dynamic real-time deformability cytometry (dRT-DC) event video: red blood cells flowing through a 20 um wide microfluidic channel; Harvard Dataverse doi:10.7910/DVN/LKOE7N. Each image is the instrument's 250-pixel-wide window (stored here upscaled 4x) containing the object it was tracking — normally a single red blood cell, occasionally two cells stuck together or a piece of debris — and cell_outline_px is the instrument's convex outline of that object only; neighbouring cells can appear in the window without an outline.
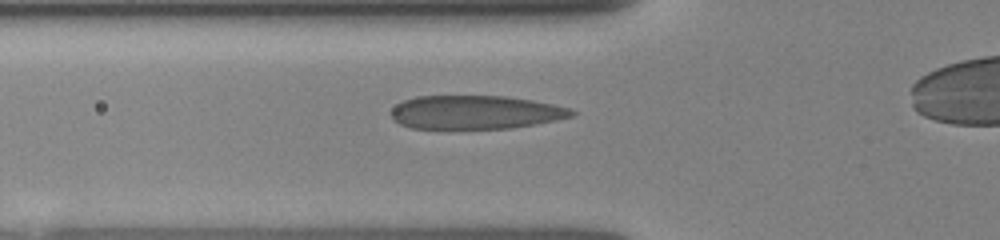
{"species": "human", "species_latin": "Homo sapiens", "temperature_condition": "room temperature", "stored_images_in_passage": 37, "camera_frame_rate_fps": 3000, "um_per_image_px": 0.085, "donor": {"sex": "female"}, "frame": {"image": 1, "passage_image": 11, "time_ms": 2.667, "image_size_px": [1000, 240], "cell_outline_px": [[576, 112], [572, 116], [556, 120], [536, 124], [512, 128], [412, 128], [400, 124], [392, 116], [392, 108], [396, 104], [404, 100], [416, 96], [504, 96], [532, 100], [572, 108]], "centroid_in_image_um": [40.43, 9.54], "position_along_channel_um": 85.4, "area_um2": 35.2}}
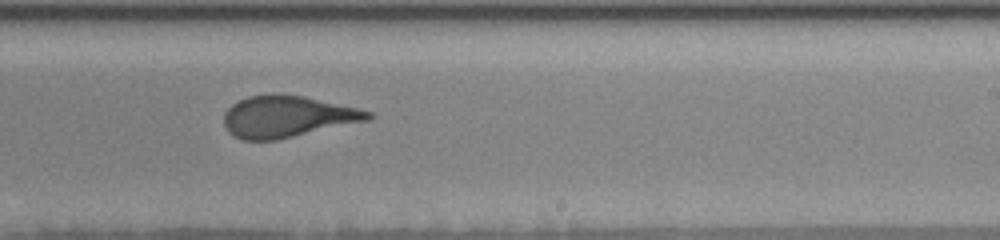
{"frame": {"image": 2, "passage_image": 19, "time_ms": 7.0, "image_size_px": [1000, 240], "cell_outline_px": [[372, 116], [368, 120], [276, 140], [244, 140], [228, 132], [224, 124], [224, 112], [232, 104], [248, 96], [272, 92], [304, 96], [356, 108], [372, 112]], "centroid_in_image_um": [24.37, 9.89], "position_along_channel_um": 264.6, "area_um2": 34.74}}
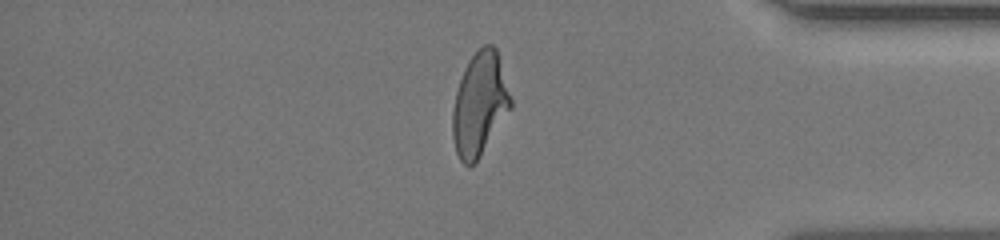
{"frame": {"image": 3, "passage_image": 34, "time_ms": 10.667, "image_size_px": [1000, 240], "cell_outline_px": [[512, 108], [480, 156], [468, 168], [460, 160], [456, 152], [452, 136], [452, 108], [456, 92], [464, 68], [468, 60], [484, 44], [492, 44], [496, 48], [512, 100]], "centroid_in_image_um": [40.76, 8.86], "position_along_channel_um": 394.4, "area_um2": 34.91}}